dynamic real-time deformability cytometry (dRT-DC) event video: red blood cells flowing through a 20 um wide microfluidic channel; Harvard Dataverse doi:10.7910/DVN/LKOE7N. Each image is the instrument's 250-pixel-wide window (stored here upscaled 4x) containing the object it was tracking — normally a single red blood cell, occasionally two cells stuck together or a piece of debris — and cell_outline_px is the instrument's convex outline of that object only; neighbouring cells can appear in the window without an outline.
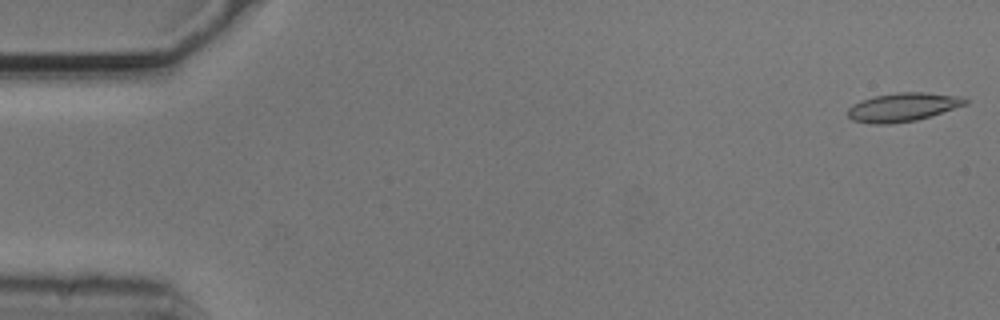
{"species": "common noctule bat (a hibernating species)", "species_latin": "Nyctalus noctula", "temperature_condition": "cold", "stored_images_in_passage": 54, "camera_frame_rate_fps": 3000, "um_per_image_px": 0.085, "animal": {"sex": "male", "body_mass_g": 20.5, "forearm_length_mm": 52.5}, "frame": {"image": 1, "passage_image": 1, "time_ms": 0.0, "image_size_px": [1000, 320], "cell_outline_px": [[968, 104], [916, 120], [888, 124], [872, 124], [852, 120], [848, 116], [848, 108], [852, 104], [860, 100], [876, 96], [896, 92], [924, 92], [964, 96], [968, 100]], "centroid_in_image_um": [76.75, 9.1], "position_along_channel_um": 8.3, "area_um2": 19.65}}
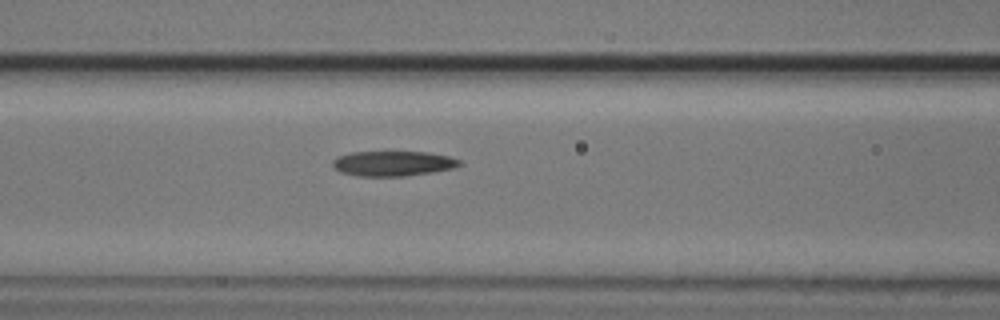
{"frame": {"image": 2, "passage_image": 22, "time_ms": 7.0, "image_size_px": [1000, 320], "cell_outline_px": [[464, 164], [456, 168], [432, 172], [404, 176], [360, 176], [340, 172], [332, 164], [332, 160], [336, 156], [352, 152], [428, 152], [448, 156], [460, 160]], "centroid_in_image_um": [33.43, 13.89], "position_along_channel_um": 133.2, "area_um2": 18.61}}
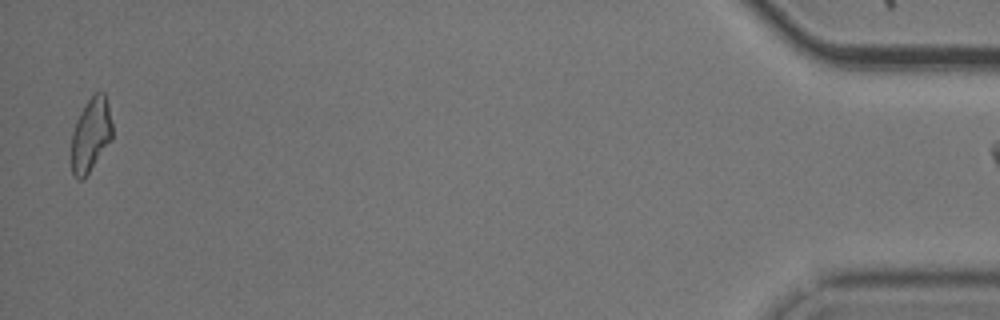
{"frame": {"image": 3, "passage_image": 53, "time_ms": 17.333, "image_size_px": [1000, 320], "cell_outline_px": [[112, 140], [84, 180], [76, 180], [72, 176], [72, 132], [76, 120], [80, 112], [92, 92], [104, 92], [108, 104], [112, 124]], "centroid_in_image_um": [7.72, 11.47], "position_along_channel_um": 427.5, "area_um2": 17.98}}